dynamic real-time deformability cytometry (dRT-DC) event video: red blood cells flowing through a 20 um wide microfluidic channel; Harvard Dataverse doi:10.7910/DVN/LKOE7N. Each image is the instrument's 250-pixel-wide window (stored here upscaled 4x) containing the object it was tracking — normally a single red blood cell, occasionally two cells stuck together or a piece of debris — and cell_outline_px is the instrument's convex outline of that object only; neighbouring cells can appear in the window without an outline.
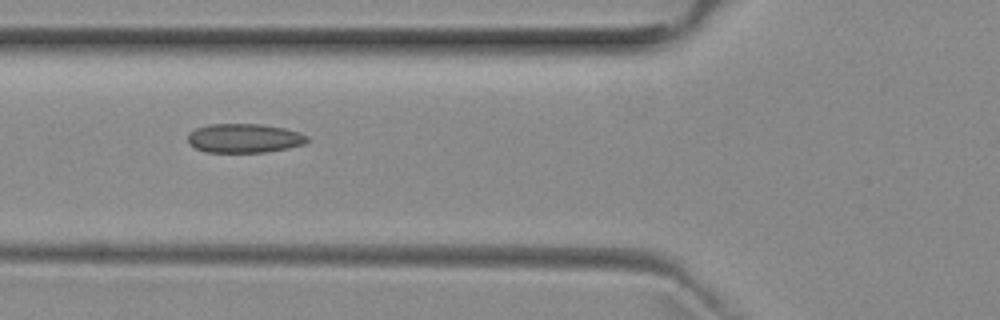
{"species": "common noctule bat (a hibernating species)", "species_latin": "Nyctalus noctula", "temperature_condition": "room temperature", "stored_images_in_passage": 3, "camera_frame_rate_fps": 3000, "um_per_image_px": 0.085, "animal": {"sex": "female", "body_mass_g": 29.2, "forearm_length_mm": 56.3}, "frame": {"image": 1, "passage_image": 3, "time_ms": 3.333, "image_size_px": [1000, 320], "cell_outline_px": [[308, 140], [304, 144], [288, 148], [264, 152], [204, 152], [188, 144], [188, 132], [196, 128], [208, 124], [260, 124], [284, 128], [300, 132], [308, 136]], "centroid_in_image_um": [20.74, 11.74], "position_along_channel_um": 105.1, "area_um2": 20.35}}